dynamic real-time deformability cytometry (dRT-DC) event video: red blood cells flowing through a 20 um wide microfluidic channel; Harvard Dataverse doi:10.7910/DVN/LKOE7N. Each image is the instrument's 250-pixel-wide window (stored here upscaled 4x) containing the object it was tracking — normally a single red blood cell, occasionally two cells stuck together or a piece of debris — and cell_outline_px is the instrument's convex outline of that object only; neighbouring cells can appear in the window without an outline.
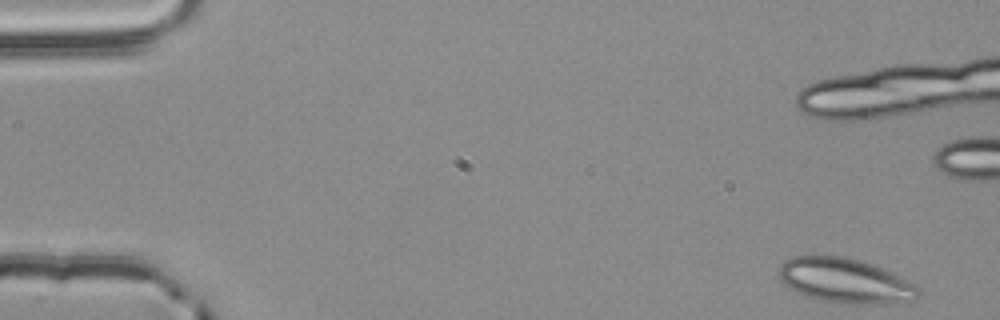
{"species": "common noctule bat (a hibernating species)", "species_latin": "Nyctalus noctula", "temperature_condition": "room temperature", "stored_images_in_passage": 16, "camera_frame_rate_fps": 3000, "um_per_image_px": 0.085, "animal": {"sex": "male", "body_mass_g": 20.4}, "frame": {"image": 1, "passage_image": 1, "time_ms": 0.0, "image_size_px": [1000, 320], "cell_outline_px": [[920, 296], [916, 300], [864, 304], [852, 304], [820, 300], [804, 296], [788, 288], [780, 280], [780, 264], [784, 260], [792, 256], [844, 256], [860, 260], [880, 268], [916, 284], [920, 288]], "centroid_in_image_um": [71.81, 23.86], "position_along_channel_um": 13.2, "area_um2": 36.18}}